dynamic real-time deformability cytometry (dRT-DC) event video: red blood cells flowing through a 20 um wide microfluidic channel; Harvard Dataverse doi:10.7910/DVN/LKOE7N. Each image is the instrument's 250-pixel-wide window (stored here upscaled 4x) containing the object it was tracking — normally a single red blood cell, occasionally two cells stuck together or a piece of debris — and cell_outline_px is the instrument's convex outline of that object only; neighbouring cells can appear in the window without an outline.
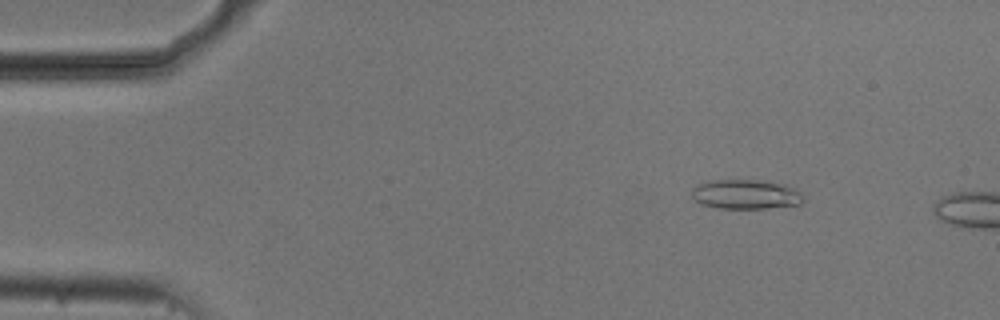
{"species": "common noctule bat (a hibernating species)", "species_latin": "Nyctalus noctula", "temperature_condition": "cold", "stored_images_in_passage": 10, "camera_frame_rate_fps": 3000, "um_per_image_px": 0.085, "animal": {"sex": "male", "body_mass_g": 20.5, "forearm_length_mm": 52.5}, "frame": {"image": 1, "passage_image": 6, "time_ms": 1.667, "image_size_px": [1000, 320], "cell_outline_px": [[804, 200], [800, 204], [764, 208], [716, 208], [700, 204], [692, 196], [692, 188], [696, 184], [708, 180], [756, 180], [784, 184], [796, 188], [804, 196]], "centroid_in_image_um": [63.37, 16.51], "position_along_channel_um": 21.6, "area_um2": 19.31}}